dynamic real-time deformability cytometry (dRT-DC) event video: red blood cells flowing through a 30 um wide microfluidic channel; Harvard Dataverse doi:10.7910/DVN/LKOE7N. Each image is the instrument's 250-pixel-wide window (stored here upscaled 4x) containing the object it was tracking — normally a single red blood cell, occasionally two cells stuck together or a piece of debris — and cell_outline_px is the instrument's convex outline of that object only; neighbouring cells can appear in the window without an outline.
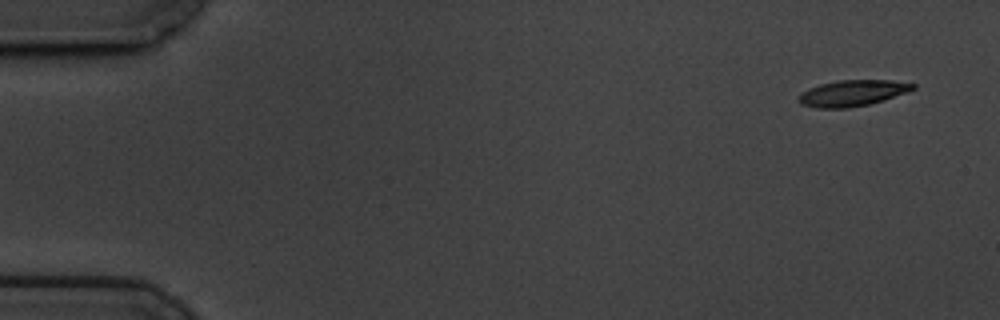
{"species": "common noctule bat (a hibernating species)", "species_latin": "Nyctalus noctula", "temperature_condition": "cold", "stored_images_in_passage": 5, "camera_frame_rate_fps": 3000, "um_per_image_px": 0.085, "animal": {"sex": "male", "body_mass_g": 19.5, "forearm_length_mm": 54.6}, "frame": {"image": 1, "passage_image": 1, "time_ms": 0.0, "image_size_px": [1000, 320], "cell_outline_px": [[916, 88], [884, 100], [868, 104], [848, 108], [816, 108], [800, 104], [800, 96], [808, 88], [820, 84], [840, 80], [892, 80], [916, 84]], "centroid_in_image_um": [72.47, 7.91], "position_along_channel_um": 12.5, "area_um2": 17.17}}
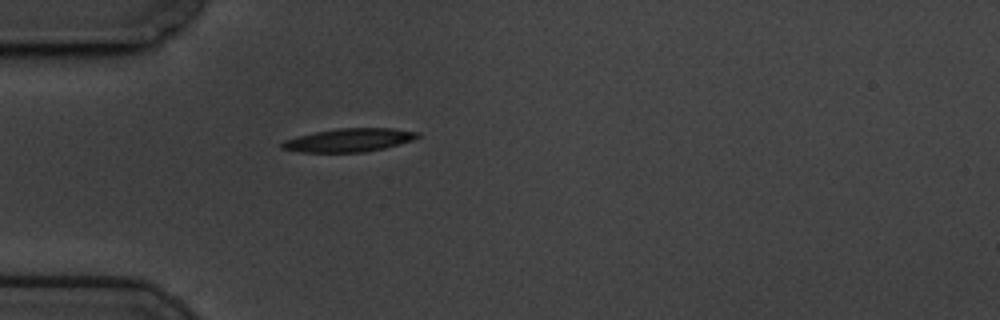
{"frame": {"image": 2, "passage_image": 5, "time_ms": 1.333, "image_size_px": [1000, 320], "cell_outline_px": [[420, 136], [412, 140], [384, 148], [364, 152], [304, 152], [280, 148], [280, 144], [284, 140], [296, 136], [316, 132], [340, 128], [392, 128], [420, 132]], "centroid_in_image_um": [29.67, 11.9], "position_along_channel_um": 55.3, "area_um2": 18.32}}